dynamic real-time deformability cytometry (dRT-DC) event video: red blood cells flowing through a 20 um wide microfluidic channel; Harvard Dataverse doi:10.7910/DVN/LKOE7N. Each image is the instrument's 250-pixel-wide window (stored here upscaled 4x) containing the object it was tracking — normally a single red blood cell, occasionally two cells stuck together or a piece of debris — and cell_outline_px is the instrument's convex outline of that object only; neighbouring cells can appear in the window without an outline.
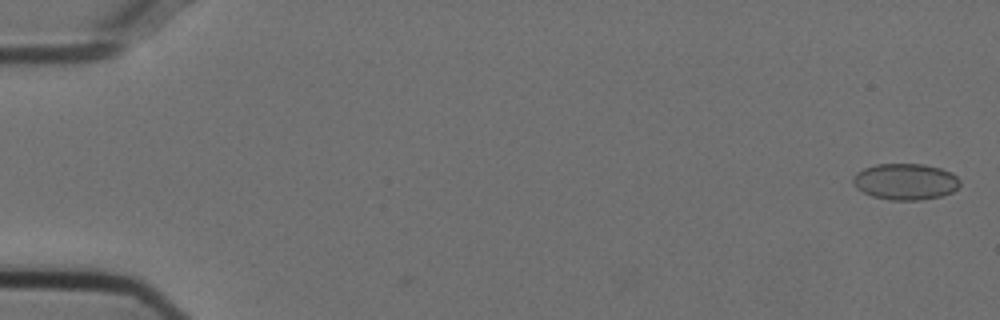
{"species": "Egyptian fruit bat (a non-hibernating species)", "species_latin": "Rousettus aegyptiacus", "temperature_condition": "cold", "stored_images_in_passage": 55, "camera_frame_rate_fps": 3000, "um_per_image_px": 0.085, "animal": {"sex": "female"}, "frame": {"image": 1, "passage_image": 2, "time_ms": 0.333, "image_size_px": [1000, 320], "cell_outline_px": [[960, 184], [952, 192], [940, 196], [920, 200], [888, 200], [872, 196], [856, 188], [852, 180], [852, 176], [856, 172], [864, 168], [876, 164], [924, 164], [940, 168], [952, 172], [960, 180]], "centroid_in_image_um": [76.94, 15.43], "position_along_channel_um": 8.1, "area_um2": 22.72}}
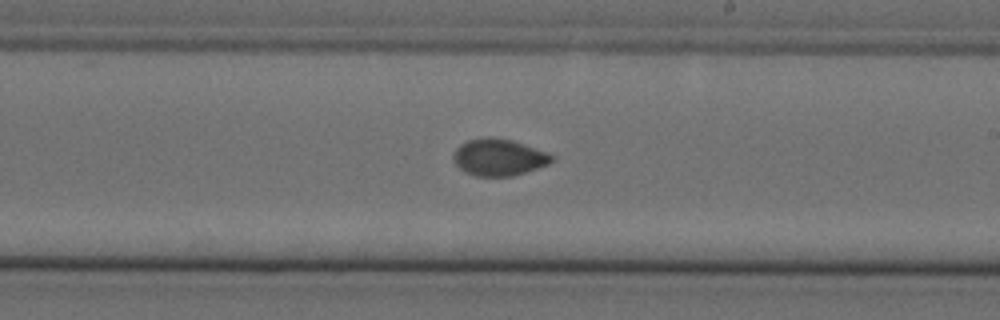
{"frame": {"image": 2, "passage_image": 33, "time_ms": 10.667, "image_size_px": [1000, 320], "cell_outline_px": [[556, 160], [548, 164], [512, 176], [476, 176], [464, 172], [452, 160], [452, 156], [456, 148], [460, 144], [468, 140], [488, 136], [512, 140], [524, 144], [556, 156]], "centroid_in_image_um": [42.38, 13.36], "position_along_channel_um": 246.6, "area_um2": 21.15}}
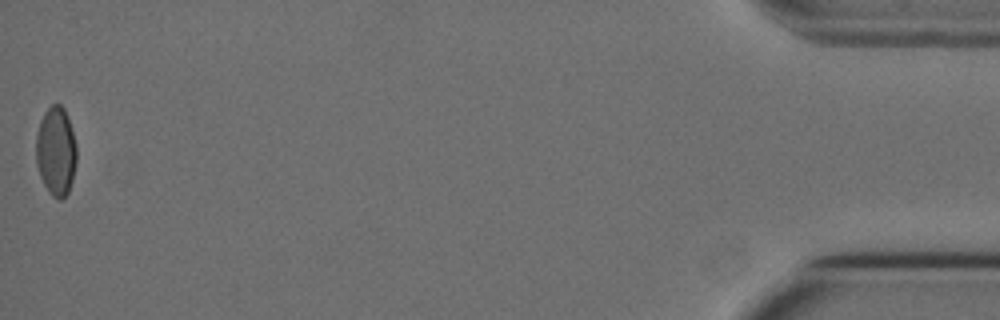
{"frame": {"image": 3, "passage_image": 55, "time_ms": 18.0, "image_size_px": [1000, 320], "cell_outline_px": [[76, 164], [72, 180], [68, 192], [60, 200], [52, 196], [48, 192], [40, 176], [36, 164], [36, 136], [40, 120], [44, 112], [52, 104], [60, 104], [64, 108], [76, 144]], "centroid_in_image_um": [4.74, 12.86], "position_along_channel_um": 430.5, "area_um2": 20.98}, "authors_computed_cell_mechanics": {"area_um2": 21.2126, "velocity_mm_per_s": 3.751, "shape_relaxation_time_tau1_ms": null, "shape_relaxation_time_tau2_ms": 1.2286, "deformation_change_tau1": null, "deformation_change_tau2": 0.0239}}